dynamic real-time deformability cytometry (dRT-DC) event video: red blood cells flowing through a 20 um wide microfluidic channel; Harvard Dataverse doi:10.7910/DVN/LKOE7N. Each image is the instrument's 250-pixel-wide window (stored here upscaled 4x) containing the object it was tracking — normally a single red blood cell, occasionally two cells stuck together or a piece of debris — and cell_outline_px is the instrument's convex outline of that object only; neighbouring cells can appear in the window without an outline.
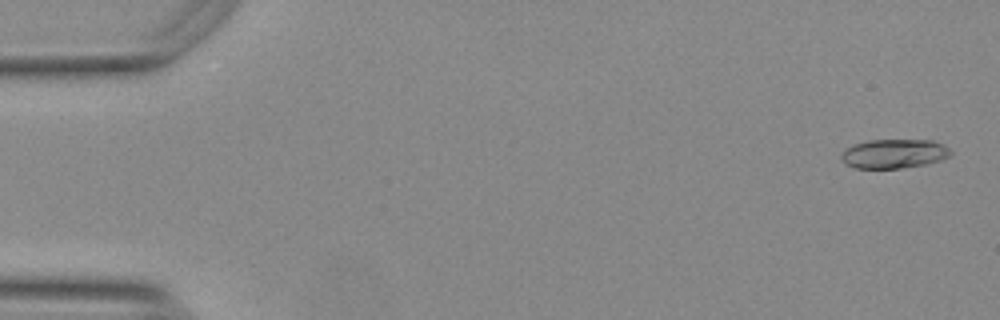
{"species": "Egyptian fruit bat (a non-hibernating species)", "species_latin": "Rousettus aegyptiacus", "temperature_condition": "warm", "stored_images_in_passage": 9, "camera_frame_rate_fps": 3000, "um_per_image_px": 0.085, "animal": {"sex": "female"}, "frame": {"image": 1, "passage_image": 2, "time_ms": 0.333, "image_size_px": [1000, 320], "cell_outline_px": [[952, 152], [948, 156], [940, 160], [928, 164], [900, 168], [856, 168], [848, 164], [840, 156], [852, 144], [868, 140], [932, 140], [944, 144]], "centroid_in_image_um": [76.03, 13.05], "position_along_channel_um": 9.0, "area_um2": 18.44}}